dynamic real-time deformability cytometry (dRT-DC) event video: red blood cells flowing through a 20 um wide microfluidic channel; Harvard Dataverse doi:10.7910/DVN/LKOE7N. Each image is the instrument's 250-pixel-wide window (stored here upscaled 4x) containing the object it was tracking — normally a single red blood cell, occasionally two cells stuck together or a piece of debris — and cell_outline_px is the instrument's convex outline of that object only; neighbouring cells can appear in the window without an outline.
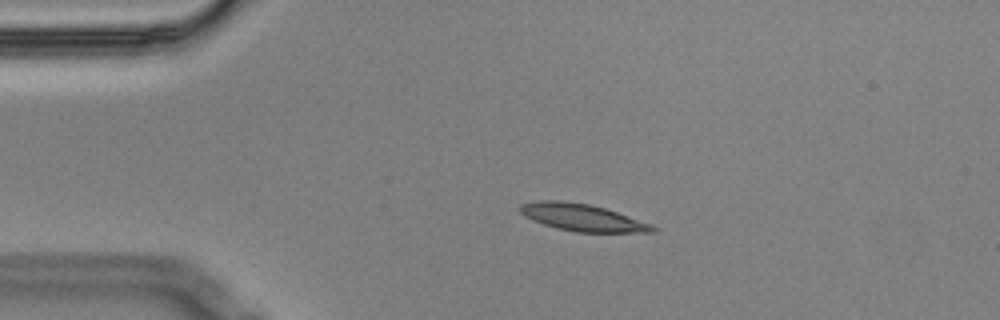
{"species": "Egyptian fruit bat (a non-hibernating species)", "species_latin": "Rousettus aegyptiacus", "temperature_condition": "cold", "stored_images_in_passage": 3, "camera_frame_rate_fps": 3000, "um_per_image_px": 0.085, "animal": {"sex": "male"}, "frame": {"image": 1, "passage_image": 2, "time_ms": 0.333, "image_size_px": [1000, 320], "cell_outline_px": [[660, 228], [656, 232], [576, 232], [556, 228], [532, 220], [524, 216], [520, 212], [520, 204], [540, 200], [560, 200], [588, 204], [604, 208], [652, 224]], "centroid_in_image_um": [49.51, 18.49], "position_along_channel_um": 35.5, "area_um2": 20.87}}